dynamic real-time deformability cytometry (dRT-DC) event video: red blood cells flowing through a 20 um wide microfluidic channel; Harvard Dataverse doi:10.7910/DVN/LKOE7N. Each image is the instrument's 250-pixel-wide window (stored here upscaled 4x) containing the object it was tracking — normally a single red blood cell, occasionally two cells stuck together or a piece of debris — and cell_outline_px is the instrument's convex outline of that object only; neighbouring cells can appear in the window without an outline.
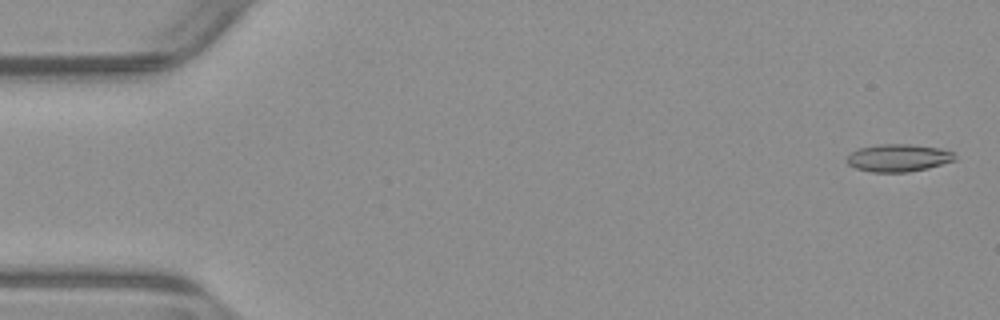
{"species": "common noctule bat (a hibernating species)", "species_latin": "Nyctalus noctula", "temperature_condition": "warm", "stored_images_in_passage": 53, "camera_frame_rate_fps": 3000, "um_per_image_px": 0.085, "animal": {"sex": "male", "body_mass_g": 23.1, "forearm_length_mm": 52.7}, "frame": {"image": 1, "passage_image": 2, "time_ms": 0.333, "image_size_px": [1000, 320], "cell_outline_px": [[956, 160], [928, 168], [908, 172], [872, 172], [856, 168], [848, 164], [844, 160], [852, 152], [860, 148], [880, 144], [912, 144], [940, 148], [952, 152], [956, 156]], "centroid_in_image_um": [76.37, 13.42], "position_along_channel_um": 8.6, "area_um2": 17.34}}
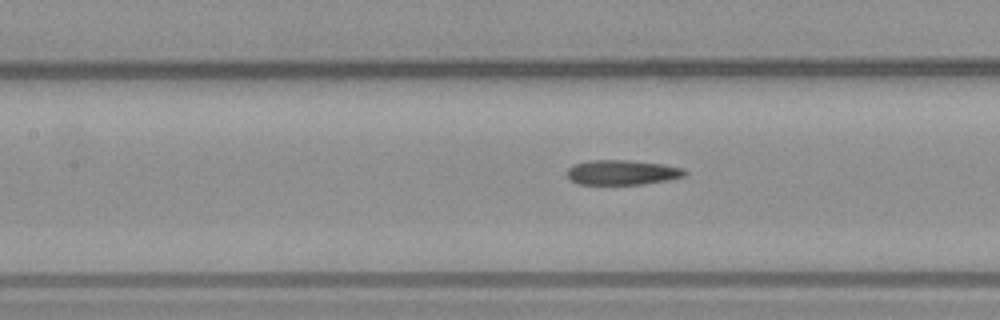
{"frame": {"image": 2, "passage_image": 24, "time_ms": 7.667, "image_size_px": [1000, 320], "cell_outline_px": [[688, 172], [684, 176], [668, 180], [644, 184], [580, 184], [572, 180], [568, 176], [568, 168], [572, 164], [588, 160], [628, 160], [660, 164], [684, 168]], "centroid_in_image_um": [52.89, 14.65], "position_along_channel_um": 154.5, "area_um2": 16.99}}
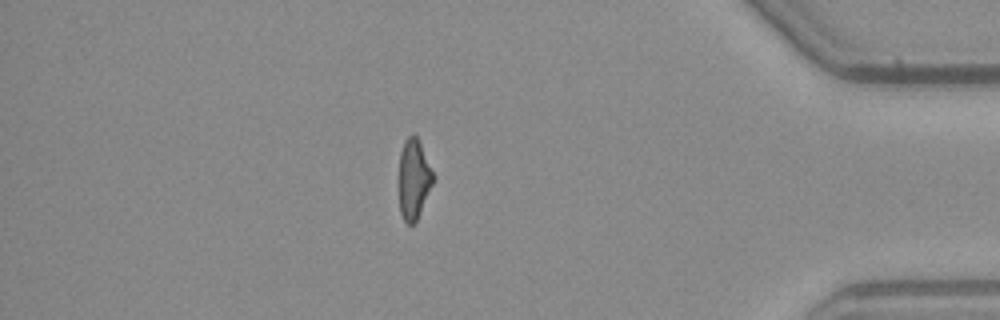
{"frame": {"image": 3, "passage_image": 46, "time_ms": 15.0, "image_size_px": [1000, 320], "cell_outline_px": [[432, 184], [416, 220], [412, 224], [408, 224], [404, 220], [400, 212], [400, 152], [404, 140], [412, 132], [416, 136], [420, 144], [432, 172]], "centroid_in_image_um": [35.14, 15.2], "position_along_channel_um": 400.1, "area_um2": 15.2}, "authors_computed_cell_mechanics": {"area_um2": 17.34, "velocity_mm_per_s": 3.9291, "shape_relaxation_time_tau1_ms": null, "shape_relaxation_time_tau2_ms": 3.9847, "deformation_change_tau1": null, "deformation_change_tau2": 0.1391}}